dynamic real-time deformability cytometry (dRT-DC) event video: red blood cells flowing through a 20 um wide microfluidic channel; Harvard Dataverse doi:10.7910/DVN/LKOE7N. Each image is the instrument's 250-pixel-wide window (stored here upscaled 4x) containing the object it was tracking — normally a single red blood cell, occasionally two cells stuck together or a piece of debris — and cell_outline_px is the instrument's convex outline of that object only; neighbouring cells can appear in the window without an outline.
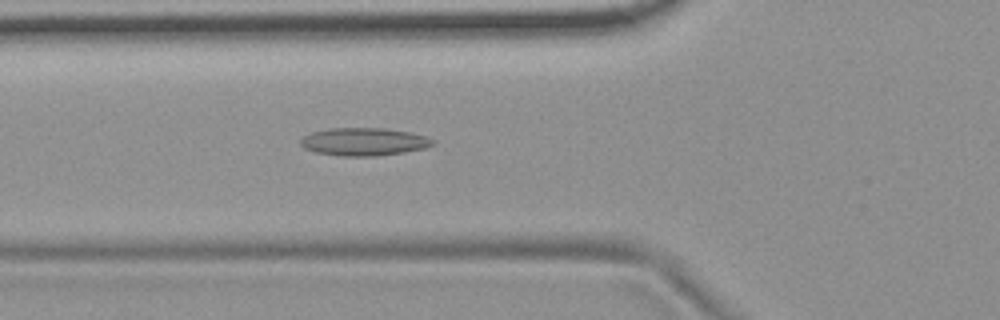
{"species": "common noctule bat (a hibernating species)", "species_latin": "Nyctalus noctula", "temperature_condition": "room temperature", "stored_images_in_passage": 6, "camera_frame_rate_fps": 3000, "um_per_image_px": 0.085, "animal": {"sex": "female", "body_mass_g": 19.9}, "frame": {"image": 1, "passage_image": 6, "time_ms": 1.667, "image_size_px": [1000, 320], "cell_outline_px": [[436, 144], [428, 148], [404, 152], [376, 156], [340, 156], [316, 152], [304, 148], [300, 144], [300, 140], [304, 136], [312, 132], [328, 128], [384, 128], [408, 132], [424, 136], [436, 140]], "centroid_in_image_um": [30.96, 12.05], "position_along_channel_um": 94.8, "area_um2": 21.56}}